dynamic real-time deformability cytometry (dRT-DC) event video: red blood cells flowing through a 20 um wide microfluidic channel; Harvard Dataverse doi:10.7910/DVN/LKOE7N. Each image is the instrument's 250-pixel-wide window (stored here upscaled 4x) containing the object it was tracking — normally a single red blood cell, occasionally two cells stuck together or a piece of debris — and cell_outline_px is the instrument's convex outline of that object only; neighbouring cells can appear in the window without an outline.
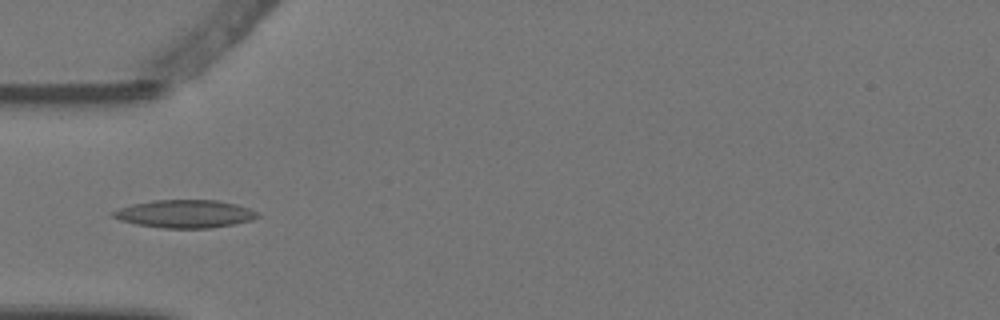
{"species": "Egyptian fruit bat (a non-hibernating species)", "species_latin": "Rousettus aegyptiacus", "temperature_condition": "warm", "stored_images_in_passage": 4, "camera_frame_rate_fps": 3000, "um_per_image_px": 0.085, "animal": {"sex": "female"}, "frame": {"image": 1, "passage_image": 4, "time_ms": 1.0, "image_size_px": [1000, 320], "cell_outline_px": [[260, 216], [252, 220], [212, 228], [160, 228], [136, 224], [120, 220], [108, 216], [108, 212], [132, 204], [152, 200], [216, 200], [236, 204], [248, 208], [256, 212]], "centroid_in_image_um": [15.64, 18.18], "position_along_channel_um": 69.4, "area_um2": 23.64}}